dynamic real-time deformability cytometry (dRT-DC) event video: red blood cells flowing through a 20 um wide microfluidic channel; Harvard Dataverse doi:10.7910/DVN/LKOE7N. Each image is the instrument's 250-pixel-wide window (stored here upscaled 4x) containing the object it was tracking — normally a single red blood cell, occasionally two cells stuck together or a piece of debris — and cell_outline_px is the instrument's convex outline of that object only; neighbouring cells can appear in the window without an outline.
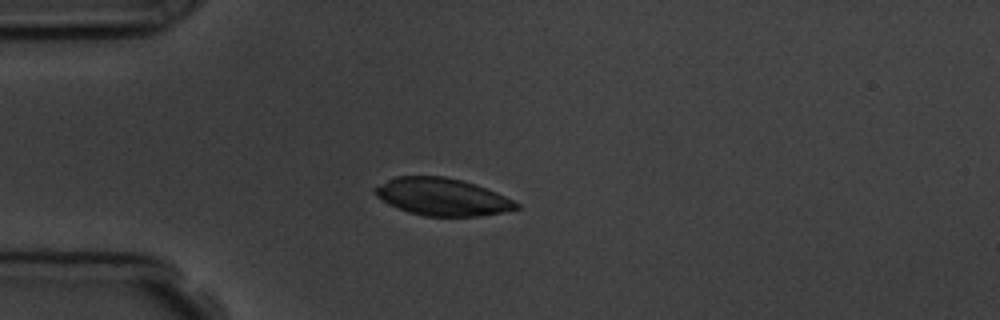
{"species": "common noctule bat (a hibernating species)", "species_latin": "Nyctalus noctula", "temperature_condition": "room temperature", "stored_images_in_passage": 3, "camera_frame_rate_fps": 3000, "um_per_image_px": 0.085, "animal": {"sex": "male", "body_mass_g": 19.5, "forearm_length_mm": 54.6}, "frame": {"image": 1, "passage_image": 3, "time_ms": 3.0, "image_size_px": [1000, 320], "cell_outline_px": [[520, 208], [504, 212], [480, 216], [424, 216], [408, 212], [396, 208], [388, 204], [376, 196], [372, 192], [372, 188], [396, 176], [444, 176], [476, 184], [496, 192], [520, 204]], "centroid_in_image_um": [37.56, 16.74], "position_along_channel_um": 47.4, "area_um2": 30.87}}